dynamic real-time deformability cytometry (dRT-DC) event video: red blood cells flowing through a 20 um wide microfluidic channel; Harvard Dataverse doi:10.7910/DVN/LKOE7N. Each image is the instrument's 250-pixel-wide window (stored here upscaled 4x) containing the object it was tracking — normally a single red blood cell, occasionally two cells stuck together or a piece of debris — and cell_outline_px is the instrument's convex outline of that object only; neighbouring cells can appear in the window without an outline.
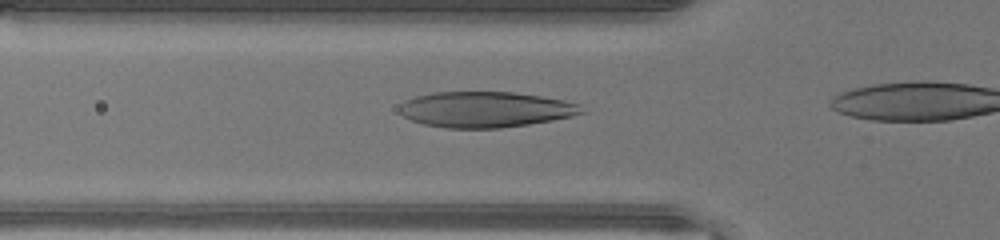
{"species": "human", "species_latin": "Homo sapiens", "temperature_condition": "warm", "stored_images_in_passage": 5, "camera_frame_rate_fps": 3000, "um_per_image_px": 0.085, "donor": {"sex": "male"}, "frame": {"image": 1, "passage_image": 3, "time_ms": 0.667, "image_size_px": [1000, 240], "cell_outline_px": [[588, 112], [572, 116], [552, 120], [528, 124], [500, 128], [444, 128], [424, 124], [412, 120], [404, 116], [400, 112], [400, 104], [404, 100], [416, 96], [432, 92], [516, 92], [564, 100], [580, 104]], "centroid_in_image_um": [41.29, 9.3], "position_along_channel_um": 84.5, "area_um2": 38.09}}